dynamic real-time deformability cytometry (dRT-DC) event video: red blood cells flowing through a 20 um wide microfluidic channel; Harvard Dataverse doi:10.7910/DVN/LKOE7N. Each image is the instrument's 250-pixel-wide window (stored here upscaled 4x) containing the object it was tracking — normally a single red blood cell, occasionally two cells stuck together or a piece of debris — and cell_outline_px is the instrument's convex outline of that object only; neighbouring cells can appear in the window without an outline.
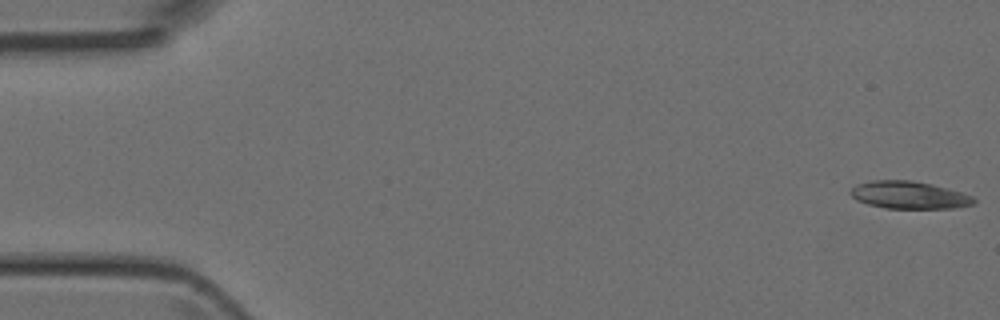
{"species": "Egyptian fruit bat (a non-hibernating species)", "species_latin": "Rousettus aegyptiacus", "temperature_condition": "room temperature", "stored_images_in_passage": 21, "camera_frame_rate_fps": 3000, "um_per_image_px": 0.085, "animal": {"sex": "female"}, "frame": {"image": 1, "passage_image": 1, "time_ms": 0.0, "image_size_px": [1000, 320], "cell_outline_px": [[976, 200], [972, 204], [952, 208], [884, 208], [868, 204], [856, 200], [848, 192], [856, 184], [872, 180], [912, 180], [932, 184], [960, 192], [972, 196]], "centroid_in_image_um": [77.22, 16.57], "position_along_channel_um": 7.8, "area_um2": 19.65}}
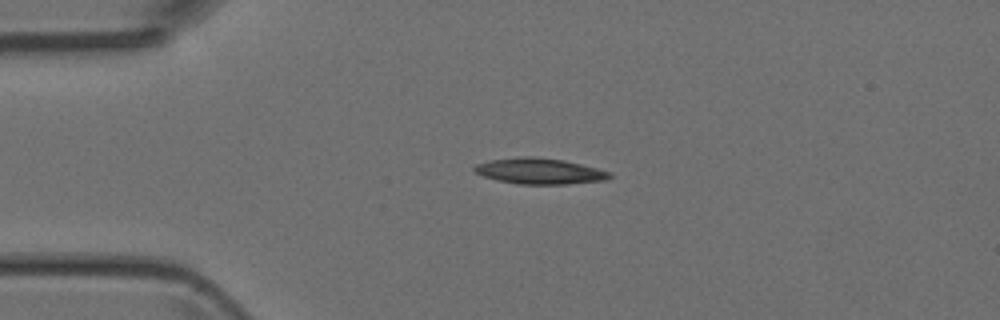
{"frame": {"image": 2, "passage_image": 11, "time_ms": 3.333, "image_size_px": [1000, 320], "cell_outline_px": [[612, 176], [604, 180], [568, 184], [516, 184], [496, 180], [472, 172], [472, 168], [476, 164], [492, 160], [520, 156], [532, 156], [564, 160], [612, 172]], "centroid_in_image_um": [45.83, 14.54], "position_along_channel_um": 39.2, "area_um2": 20.46}}
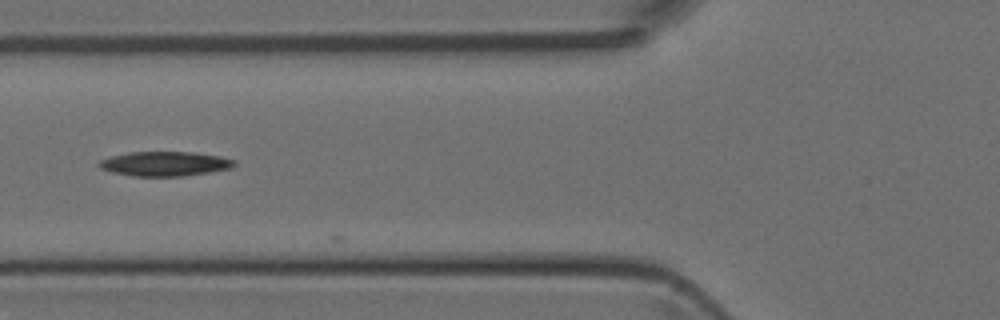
{"frame": {"image": 3, "passage_image": 18, "time_ms": 5.667, "image_size_px": [1000, 320], "cell_outline_px": [[236, 164], [228, 168], [208, 172], [184, 176], [132, 176], [112, 172], [100, 168], [96, 164], [100, 160], [112, 156], [128, 152], [192, 152], [220, 156], [236, 160]], "centroid_in_image_um": [13.98, 13.92], "position_along_channel_um": 111.8, "area_um2": 19.25}}